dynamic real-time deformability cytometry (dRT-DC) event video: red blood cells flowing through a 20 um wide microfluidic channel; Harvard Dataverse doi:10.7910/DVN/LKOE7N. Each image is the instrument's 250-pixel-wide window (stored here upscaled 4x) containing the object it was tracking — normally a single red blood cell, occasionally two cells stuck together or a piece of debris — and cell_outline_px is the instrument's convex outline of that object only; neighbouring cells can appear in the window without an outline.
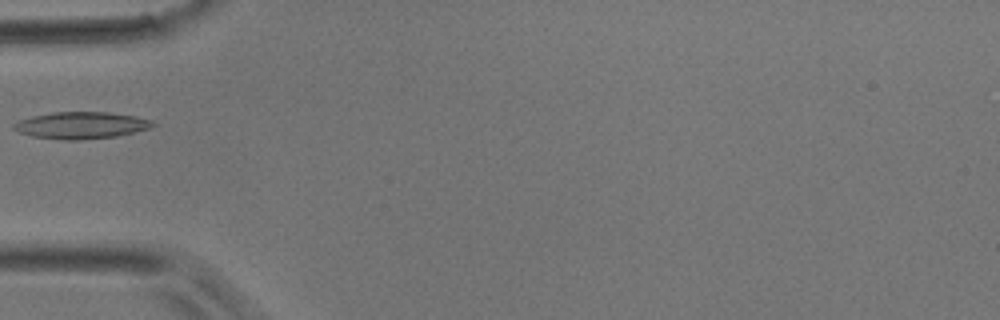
{"species": "common noctule bat (a hibernating species)", "species_latin": "Nyctalus noctula", "temperature_condition": "room temperature", "stored_images_in_passage": 4, "camera_frame_rate_fps": 3000, "um_per_image_px": 0.085, "animal": {"sex": "male", "body_mass_g": 17.9}, "frame": {"image": 1, "passage_image": 4, "time_ms": 1.0, "image_size_px": [1000, 320], "cell_outline_px": [[156, 124], [148, 128], [136, 132], [116, 136], [80, 140], [64, 140], [32, 136], [20, 132], [12, 128], [12, 124], [20, 120], [32, 116], [52, 112], [108, 112], [136, 116], [152, 120]], "centroid_in_image_um": [6.9, 10.65], "position_along_channel_um": 78.1, "area_um2": 21.73}}